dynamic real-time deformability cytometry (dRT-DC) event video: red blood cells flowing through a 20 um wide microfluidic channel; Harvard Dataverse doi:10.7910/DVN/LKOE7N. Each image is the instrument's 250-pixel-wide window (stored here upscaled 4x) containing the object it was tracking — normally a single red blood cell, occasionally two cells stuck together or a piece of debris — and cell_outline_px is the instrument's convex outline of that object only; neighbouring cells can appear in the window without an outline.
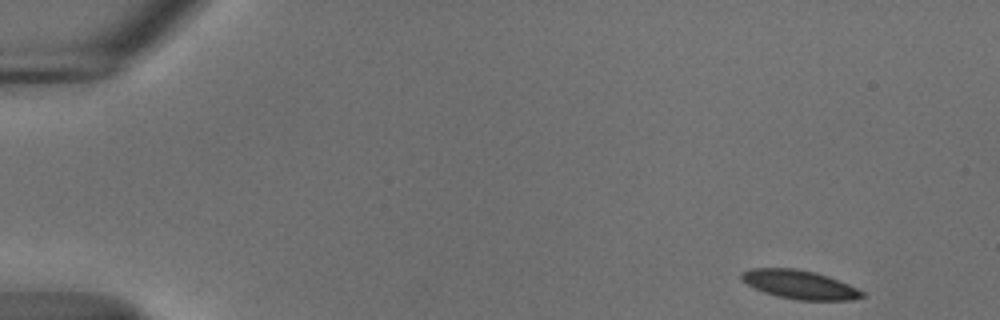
{"species": "common noctule bat (a hibernating species)", "species_latin": "Nyctalus noctula", "temperature_condition": "cold", "stored_images_in_passage": 51, "camera_frame_rate_fps": 3000, "um_per_image_px": 0.085, "animal": {"sex": "male", "body_mass_g": 18.8}, "frame": {"image": 1, "passage_image": 1, "time_ms": 0.0, "image_size_px": [1000, 320], "cell_outline_px": [[864, 296], [848, 300], [800, 300], [780, 296], [764, 292], [740, 280], [740, 272], [752, 268], [796, 268], [816, 272], [828, 276], [848, 284], [864, 292]], "centroid_in_image_um": [67.94, 24.17], "position_along_channel_um": 17.1, "area_um2": 20.0}}
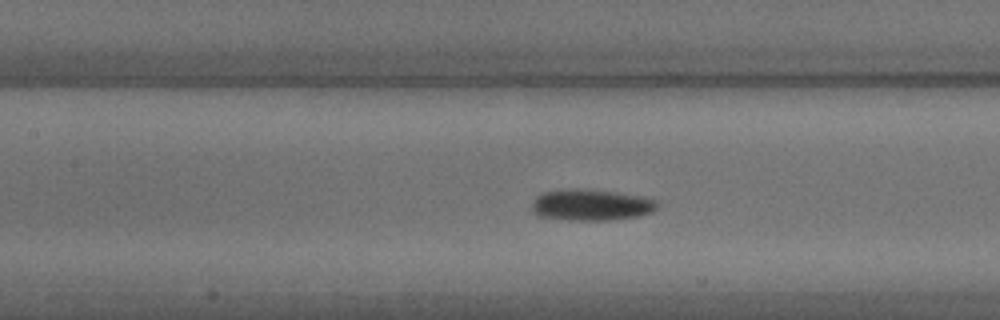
{"frame": {"image": 2, "passage_image": 22, "time_ms": 7.0, "image_size_px": [1000, 320], "cell_outline_px": [[660, 204], [652, 212], [636, 216], [608, 220], [568, 220], [536, 216], [532, 212], [532, 200], [536, 196], [544, 192], [576, 188], [616, 192], [644, 196], [656, 200]], "centroid_in_image_um": [50.23, 17.42], "position_along_channel_um": 157.2, "area_um2": 23.0}}
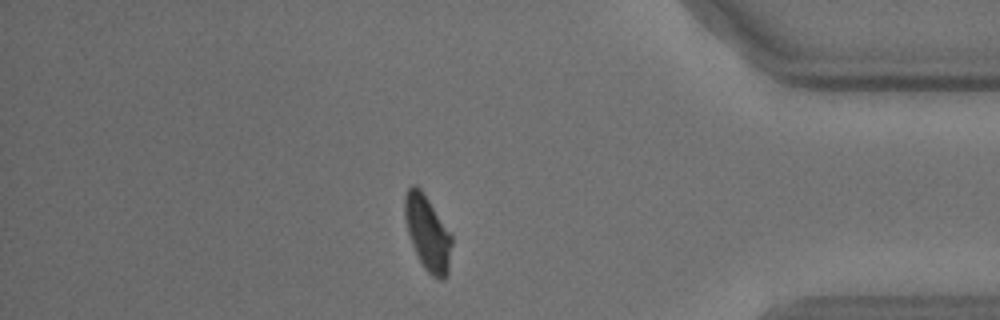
{"frame": {"image": 3, "passage_image": 44, "time_ms": 14.333, "image_size_px": [1000, 320], "cell_outline_px": [[452, 244], [448, 272], [444, 280], [440, 280], [432, 276], [424, 268], [412, 244], [408, 232], [404, 216], [404, 196], [408, 188], [412, 184], [420, 188], [452, 236]], "centroid_in_image_um": [36.34, 19.83], "position_along_channel_um": 398.9, "area_um2": 20.17}, "authors_computed_cell_mechanics": {"area_um2": 21.4438, "velocity_mm_per_s": 3.6727, "shape_relaxation_time_tau1_ms": 2.8116, "shape_relaxation_time_tau2_ms": null, "deformation_change_tau1": 0.1234, "deformation_change_tau2": null}}